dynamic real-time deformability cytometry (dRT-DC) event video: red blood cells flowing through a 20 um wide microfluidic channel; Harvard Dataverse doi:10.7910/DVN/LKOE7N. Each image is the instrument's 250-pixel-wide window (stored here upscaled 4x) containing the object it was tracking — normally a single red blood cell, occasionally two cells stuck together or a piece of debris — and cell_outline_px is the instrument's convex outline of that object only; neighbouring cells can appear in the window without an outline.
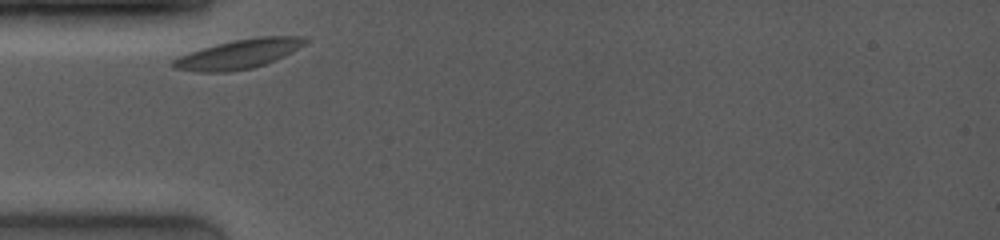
{"species": "common noctule bat (a hibernating species)", "species_latin": "Nyctalus noctula", "temperature_condition": "room temperature", "stored_images_in_passage": 27, "camera_frame_rate_fps": 4000, "um_per_image_px": 0.085, "animal": {"sex": "female", "body_mass_g": 19.0, "forearm_length_mm": 53.3}, "frame": {"image": 1, "passage_image": 1, "time_ms": 0.0, "image_size_px": [1000, 240], "cell_outline_px": [[308, 40], [304, 44], [292, 52], [284, 56], [264, 64], [252, 68], [228, 72], [196, 72], [172, 68], [172, 60], [180, 56], [200, 48], [216, 44], [256, 36], [308, 36]], "centroid_in_image_um": [20.28, 4.59], "position_along_channel_um": 64.7, "area_um2": 22.54}}
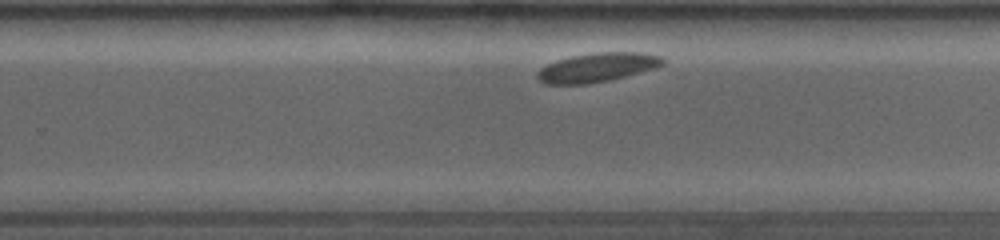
{"frame": {"image": 2, "passage_image": 18, "time_ms": 6.0, "image_size_px": [1000, 240], "cell_outline_px": [[664, 64], [656, 68], [608, 80], [588, 84], [544, 84], [536, 76], [536, 72], [540, 68], [556, 60], [572, 56], [596, 52], [644, 52], [660, 56], [664, 60]], "centroid_in_image_um": [50.75, 5.72], "position_along_channel_um": 279.0, "area_um2": 21.21}}
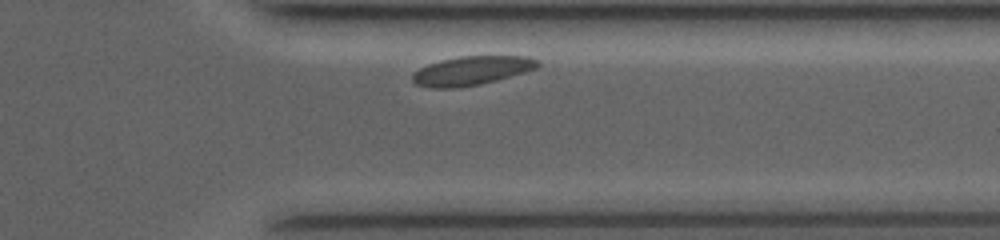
{"frame": {"image": 3, "passage_image": 25, "time_ms": 8.5, "image_size_px": [1000, 240], "cell_outline_px": [[540, 64], [536, 68], [524, 72], [496, 80], [480, 84], [456, 88], [432, 88], [416, 84], [412, 80], [412, 72], [428, 64], [440, 60], [460, 56], [528, 56], [540, 60]], "centroid_in_image_um": [40.08, 6.0], "position_along_channel_um": 371.3, "area_um2": 21.15}}